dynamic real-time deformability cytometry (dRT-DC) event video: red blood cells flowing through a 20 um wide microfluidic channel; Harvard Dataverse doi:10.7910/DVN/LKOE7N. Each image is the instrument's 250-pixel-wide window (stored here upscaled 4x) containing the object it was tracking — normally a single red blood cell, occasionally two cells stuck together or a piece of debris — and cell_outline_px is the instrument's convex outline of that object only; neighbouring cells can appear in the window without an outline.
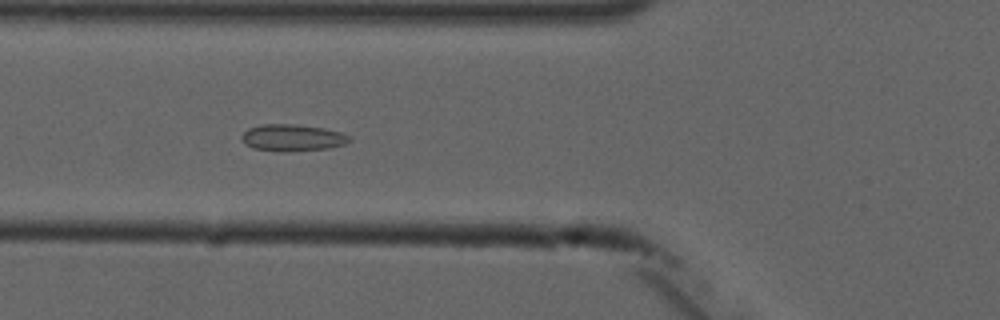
{"species": "common noctule bat (a hibernating species)", "species_latin": "Nyctalus noctula", "temperature_condition": "cold", "stored_images_in_passage": 8, "camera_frame_rate_fps": 3000, "um_per_image_px": 0.085, "animal": {"sex": "male", "forearm_length_mm": 52.5}, "frame": {"image": 1, "passage_image": 6, "time_ms": 5.667, "image_size_px": [1000, 320], "cell_outline_px": [[352, 140], [344, 144], [328, 148], [284, 152], [280, 152], [252, 148], [244, 144], [240, 136], [248, 128], [260, 124], [296, 124], [324, 128], [340, 132], [348, 136]], "centroid_in_image_um": [24.8, 11.7], "position_along_channel_um": 101.0, "area_um2": 16.94}}
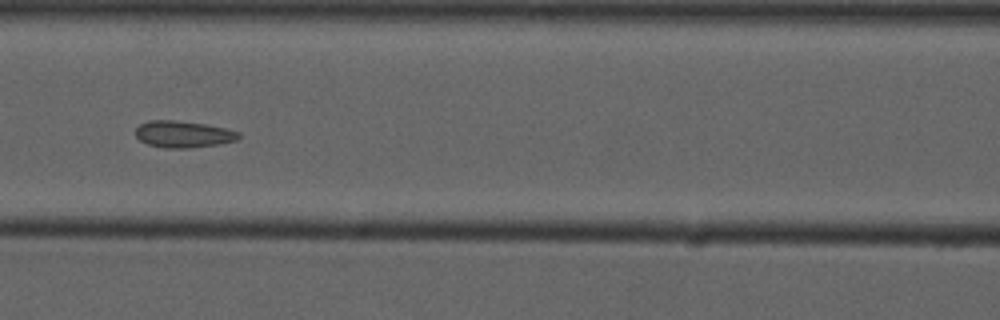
{"frame": {"image": 2, "passage_image": 7, "time_ms": 7.0, "image_size_px": [1000, 320], "cell_outline_px": [[240, 136], [236, 140], [216, 144], [188, 148], [168, 148], [148, 144], [140, 140], [136, 136], [136, 128], [140, 124], [148, 120], [172, 120], [204, 124], [224, 128], [240, 132]], "centroid_in_image_um": [15.55, 11.4], "position_along_channel_um": 151.1, "area_um2": 15.78}}
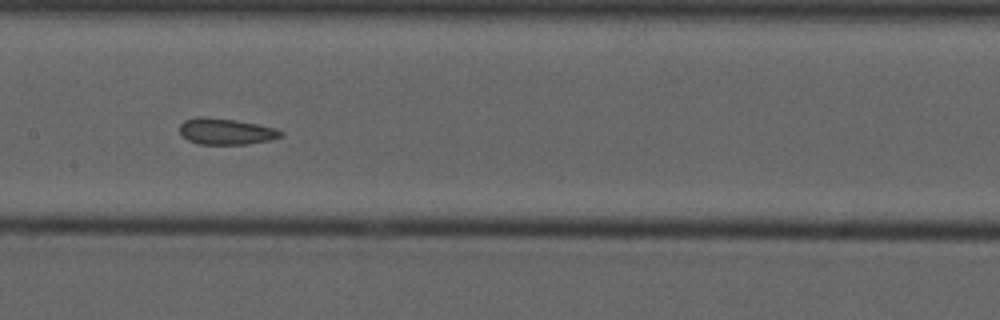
{"frame": {"image": 3, "passage_image": 8, "time_ms": 8.0, "image_size_px": [1000, 320], "cell_outline_px": [[284, 136], [272, 140], [244, 144], [200, 144], [188, 140], [180, 132], [180, 124], [184, 120], [196, 116], [204, 116], [236, 120], [276, 128], [284, 132]], "centroid_in_image_um": [19.23, 11.16], "position_along_channel_um": 188.2, "area_um2": 15.55}}